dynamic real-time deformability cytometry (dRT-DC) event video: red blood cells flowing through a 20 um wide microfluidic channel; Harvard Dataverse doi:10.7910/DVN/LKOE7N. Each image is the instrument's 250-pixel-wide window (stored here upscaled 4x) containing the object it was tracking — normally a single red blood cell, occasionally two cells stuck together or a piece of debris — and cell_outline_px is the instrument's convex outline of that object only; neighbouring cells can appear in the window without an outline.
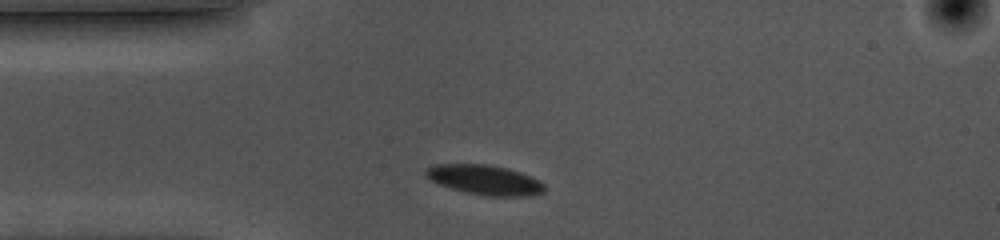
{"species": "common noctule bat (a hibernating species)", "species_latin": "Nyctalus noctula", "temperature_condition": "cold", "stored_images_in_passage": 31, "camera_frame_rate_fps": 3000, "um_per_image_px": 0.085, "animal": {"sex": "female", "body_mass_g": 10.0, "forearm_length_mm": 53.1}, "frame": {"image": 1, "passage_image": 1, "time_ms": 0.0, "image_size_px": [1000, 240], "cell_outline_px": [[544, 192], [528, 196], [488, 196], [468, 192], [452, 188], [440, 184], [424, 176], [424, 168], [432, 164], [488, 164], [508, 168], [520, 172], [544, 184]], "centroid_in_image_um": [41.15, 15.27], "position_along_channel_um": 43.8, "area_um2": 20.46}}
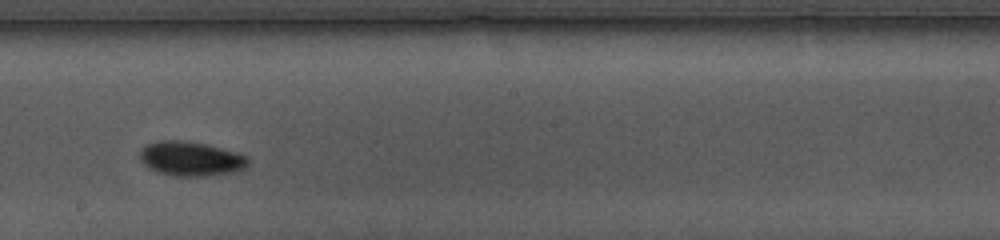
{"frame": {"image": 2, "passage_image": 18, "time_ms": 5.667, "image_size_px": [1000, 240], "cell_outline_px": [[252, 160], [244, 168], [232, 172], [208, 176], [176, 176], [156, 172], [148, 168], [140, 160], [140, 152], [148, 144], [156, 140], [184, 140], [208, 144], [236, 152], [248, 156]], "centroid_in_image_um": [16.24, 13.49], "position_along_channel_um": 232.0, "area_um2": 21.96}}
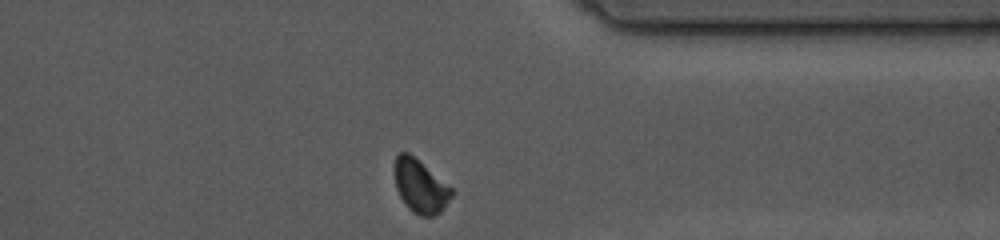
{"frame": {"image": 3, "passage_image": 31, "time_ms": 10.0, "image_size_px": [1000, 240], "cell_outline_px": [[452, 196], [444, 208], [436, 216], [420, 216], [412, 212], [408, 208], [400, 196], [396, 188], [396, 156], [400, 152], [408, 152], [452, 188]], "centroid_in_image_um": [35.74, 15.87], "position_along_channel_um": 375.7, "area_um2": 17.28}, "authors_computed_cell_mechanics": {"area_um2": 20.4034, "velocity_mm_per_s": 3.5299, "shape_relaxation_time_tau1_ms": 2.4583, "shape_relaxation_time_tau2_ms": null, "deformation_change_tau1": 0.0648, "deformation_change_tau2": null}}